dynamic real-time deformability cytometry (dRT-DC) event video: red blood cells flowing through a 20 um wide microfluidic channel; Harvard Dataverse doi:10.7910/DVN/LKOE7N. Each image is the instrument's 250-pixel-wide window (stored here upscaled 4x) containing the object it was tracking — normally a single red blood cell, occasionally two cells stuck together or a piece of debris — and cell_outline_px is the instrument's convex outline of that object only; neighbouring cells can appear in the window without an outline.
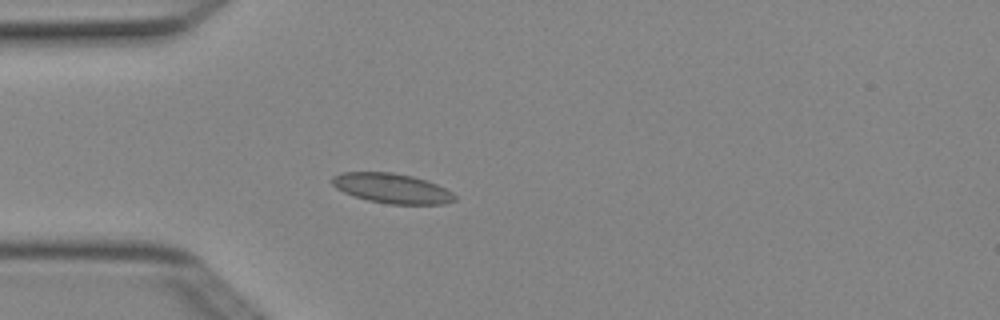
{"species": "Egyptian fruit bat (a non-hibernating species)", "species_latin": "Rousettus aegyptiacus", "temperature_condition": "cold", "stored_images_in_passage": 3, "camera_frame_rate_fps": 3000, "um_per_image_px": 0.085, "animal": {"sex": "female"}, "frame": {"image": 1, "passage_image": 3, "time_ms": 0.667, "image_size_px": [1000, 320], "cell_outline_px": [[456, 200], [444, 204], [388, 204], [368, 200], [344, 192], [336, 188], [332, 184], [332, 176], [340, 172], [392, 172], [412, 176], [436, 184], [452, 192], [456, 196]], "centroid_in_image_um": [33.3, 16.0], "position_along_channel_um": 51.7, "area_um2": 21.21}}